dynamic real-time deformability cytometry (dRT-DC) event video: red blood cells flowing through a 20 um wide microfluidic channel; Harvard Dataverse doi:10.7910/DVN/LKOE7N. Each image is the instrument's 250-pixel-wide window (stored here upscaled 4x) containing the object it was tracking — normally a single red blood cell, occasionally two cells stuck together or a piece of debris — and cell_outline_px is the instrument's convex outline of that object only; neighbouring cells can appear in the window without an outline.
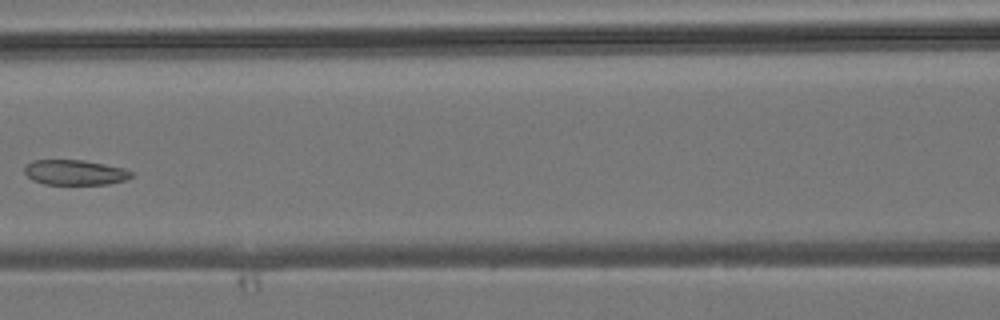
{"species": "common noctule bat (a hibernating species)", "species_latin": "Nyctalus noctula", "temperature_condition": "room temperature", "stored_images_in_passage": 6, "camera_frame_rate_fps": 3000, "um_per_image_px": 0.085, "animal": {"sex": "male", "body_mass_g": 19.2, "forearm_length_mm": 51.8}, "frame": {"image": 1, "passage_image": 6, "time_ms": 6.0, "image_size_px": [1000, 320], "cell_outline_px": [[132, 176], [124, 180], [108, 184], [44, 184], [32, 180], [24, 172], [24, 168], [32, 160], [84, 160], [124, 168], [132, 172]], "centroid_in_image_um": [6.35, 14.65], "position_along_channel_um": 160.2, "area_um2": 15.55}}